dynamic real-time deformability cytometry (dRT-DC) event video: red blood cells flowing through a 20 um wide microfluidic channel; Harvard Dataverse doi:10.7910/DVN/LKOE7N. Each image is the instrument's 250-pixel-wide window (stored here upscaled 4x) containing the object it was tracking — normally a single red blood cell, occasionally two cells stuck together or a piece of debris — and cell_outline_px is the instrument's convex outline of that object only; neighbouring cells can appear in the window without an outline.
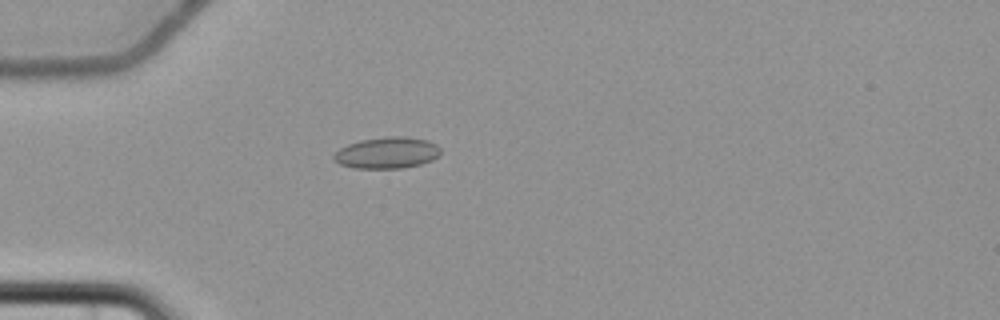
{"species": "common noctule bat (a hibernating species)", "species_latin": "Nyctalus noctula", "temperature_condition": "cold", "stored_images_in_passage": 2, "camera_frame_rate_fps": 3000, "um_per_image_px": 0.085, "animal": {"sex": "female", "body_mass_g": 22.7, "forearm_length_mm": 54.2}, "frame": {"image": 1, "passage_image": 1, "time_ms": 0.0, "image_size_px": [1000, 320], "cell_outline_px": [[440, 156], [432, 160], [420, 164], [404, 168], [352, 168], [340, 164], [332, 160], [332, 156], [340, 148], [348, 144], [360, 140], [388, 136], [404, 136], [428, 140], [436, 144], [440, 148]], "centroid_in_image_um": [32.89, 12.99], "position_along_channel_um": 52.1, "area_um2": 19.71}}